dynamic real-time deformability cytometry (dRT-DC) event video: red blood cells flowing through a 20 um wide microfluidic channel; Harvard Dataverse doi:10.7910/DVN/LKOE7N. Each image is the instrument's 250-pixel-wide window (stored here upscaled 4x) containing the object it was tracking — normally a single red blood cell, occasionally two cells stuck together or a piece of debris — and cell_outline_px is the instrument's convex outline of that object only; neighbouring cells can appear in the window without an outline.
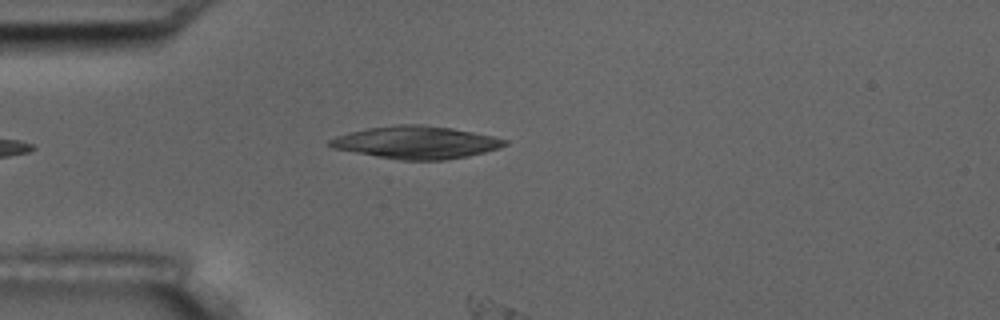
{"species": "common noctule bat (a hibernating species)", "species_latin": "Nyctalus noctula", "temperature_condition": "room temperature", "stored_images_in_passage": 5, "segment_of_instrument_passage": [1, 2], "camera_frame_rate_fps": 3000, "um_per_image_px": 0.085, "animal": {"sex": "male", "body_mass_g": 17.5, "forearm_length_mm": 52.3}, "frame": {"image": 1, "passage_image": 4, "time_ms": 4.333, "image_size_px": [1000, 320], "cell_outline_px": [[508, 144], [500, 148], [468, 156], [444, 160], [400, 160], [376, 156], [332, 148], [328, 144], [328, 140], [336, 136], [348, 132], [368, 128], [396, 124], [420, 124], [452, 128], [492, 136], [508, 140]], "centroid_in_image_um": [35.37, 12.1], "position_along_channel_um": 49.6, "area_um2": 33.18}}